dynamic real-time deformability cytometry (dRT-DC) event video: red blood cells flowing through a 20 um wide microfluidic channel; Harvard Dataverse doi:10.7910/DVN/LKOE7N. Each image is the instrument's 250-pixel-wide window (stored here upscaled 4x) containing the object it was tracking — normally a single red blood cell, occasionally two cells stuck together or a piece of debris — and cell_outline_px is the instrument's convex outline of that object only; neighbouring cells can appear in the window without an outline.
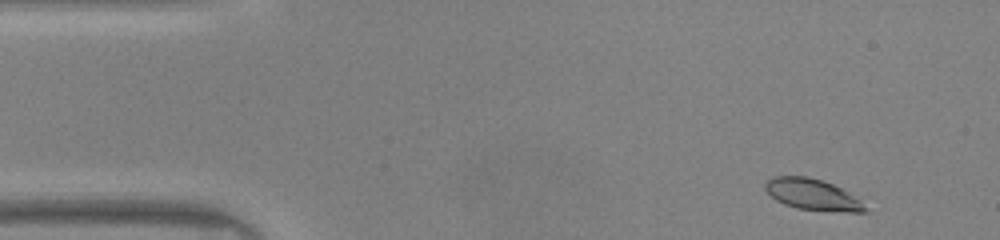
{"species": "common noctule bat (a hibernating species)", "species_latin": "Nyctalus noctula", "temperature_condition": "warm", "stored_images_in_passage": 45, "camera_frame_rate_fps": 3000, "um_per_image_px": 0.085, "animal": {"sex": "male", "body_mass_g": 20.0, "forearm_length_mm": 53.3}, "frame": {"image": 1, "passage_image": 1, "time_ms": 0.0, "image_size_px": [1000, 240], "cell_outline_px": [[864, 208], [860, 212], [856, 212], [804, 208], [788, 204], [772, 196], [768, 192], [768, 184], [772, 180], [784, 176], [800, 176], [816, 180], [828, 184], [836, 188]], "centroid_in_image_um": [68.95, 16.53], "position_along_channel_um": 16.1, "area_um2": 15.43}}
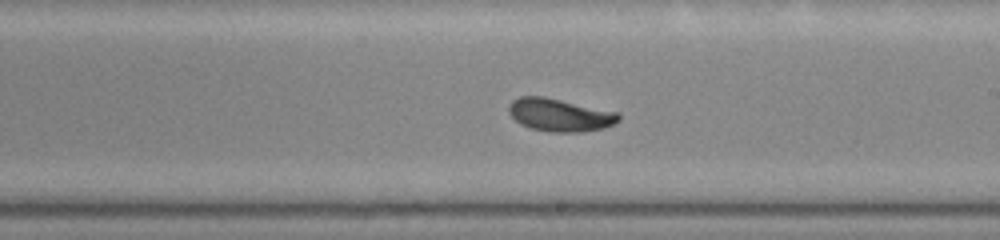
{"frame": {"image": 2, "passage_image": 24, "time_ms": 7.667, "image_size_px": [1000, 240], "cell_outline_px": [[620, 116], [612, 124], [596, 128], [536, 128], [524, 124], [516, 120], [512, 116], [512, 104], [516, 100], [528, 96], [532, 96], [556, 100]], "centroid_in_image_um": [47.45, 9.72], "position_along_channel_um": 241.5, "area_um2": 17.22}}
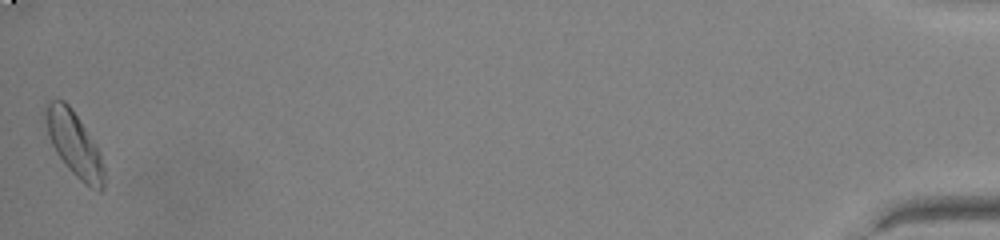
{"frame": {"image": 3, "passage_image": 45, "time_ms": 14.667, "image_size_px": [1000, 240], "cell_outline_px": [[100, 164], [84, 180], [64, 160], [56, 148], [52, 140], [48, 124], [48, 108], [60, 100], [76, 116], [96, 152]], "centroid_in_image_um": [6.1, 11.92], "position_along_channel_um": 429.1, "area_um2": 15.9}, "authors_computed_cell_mechanics": {"area_um2": 16.6464, "velocity_mm_per_s": 4.1417, "shape_relaxation_time_tau1_ms": 3.3207, "shape_relaxation_time_tau2_ms": 2.494, "deformation_change_tau1": 0.1188, "deformation_change_tau2": 0.091}}